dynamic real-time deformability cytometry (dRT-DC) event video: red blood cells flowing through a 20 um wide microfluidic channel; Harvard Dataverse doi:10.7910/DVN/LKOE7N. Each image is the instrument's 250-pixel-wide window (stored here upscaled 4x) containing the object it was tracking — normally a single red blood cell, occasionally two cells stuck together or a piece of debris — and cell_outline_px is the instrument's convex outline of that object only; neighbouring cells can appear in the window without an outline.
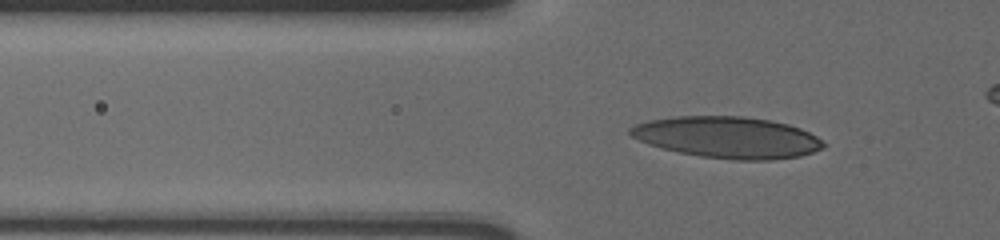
{"species": "human", "species_latin": "Homo sapiens", "temperature_condition": "cold", "stored_images_in_passage": 56, "camera_frame_rate_fps": 3000, "um_per_image_px": 0.085, "donor": {"sex": "male"}, "frame": {"image": 1, "passage_image": 22, "time_ms": 7.0, "image_size_px": [1000, 240], "cell_outline_px": [[824, 148], [800, 156], [772, 160], [736, 160], [700, 156], [680, 152], [648, 144], [632, 136], [628, 132], [628, 128], [636, 124], [648, 120], [676, 116], [744, 116], [772, 120], [788, 124], [800, 128], [816, 136], [824, 144]], "centroid_in_image_um": [61.84, 11.67], "position_along_channel_um": 64.0, "area_um2": 46.59}}
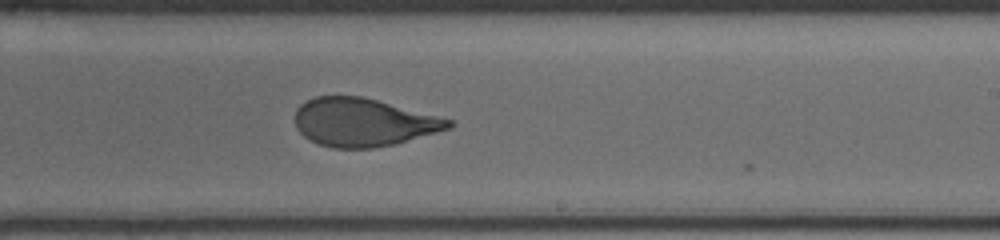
{"frame": {"image": 2, "passage_image": 39, "time_ms": 12.667, "image_size_px": [1000, 240], "cell_outline_px": [[456, 124], [452, 128], [396, 144], [372, 148], [332, 148], [308, 140], [296, 128], [296, 108], [300, 104], [316, 96], [360, 96], [376, 100], [452, 120]], "centroid_in_image_um": [30.87, 10.41], "position_along_channel_um": 258.1, "area_um2": 42.95}}
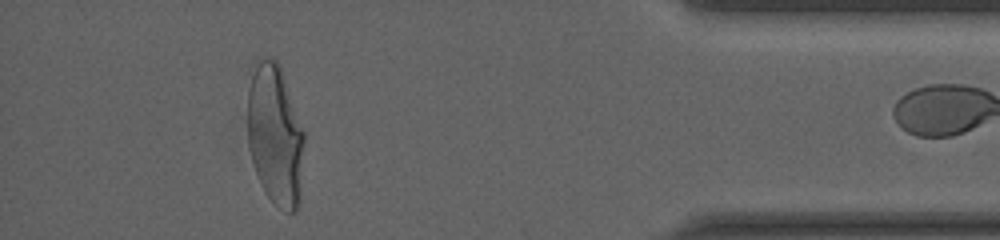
{"frame": {"image": 3, "passage_image": 55, "time_ms": 18.0, "image_size_px": [1000, 240], "cell_outline_px": [[304, 140], [300, 200], [296, 212], [288, 212], [276, 204], [264, 192], [260, 184], [248, 148], [248, 88], [256, 64], [260, 60], [268, 56], [276, 60], [280, 68], [304, 132]], "centroid_in_image_um": [23.39, 11.52], "position_along_channel_um": 411.8, "area_um2": 46.07}}